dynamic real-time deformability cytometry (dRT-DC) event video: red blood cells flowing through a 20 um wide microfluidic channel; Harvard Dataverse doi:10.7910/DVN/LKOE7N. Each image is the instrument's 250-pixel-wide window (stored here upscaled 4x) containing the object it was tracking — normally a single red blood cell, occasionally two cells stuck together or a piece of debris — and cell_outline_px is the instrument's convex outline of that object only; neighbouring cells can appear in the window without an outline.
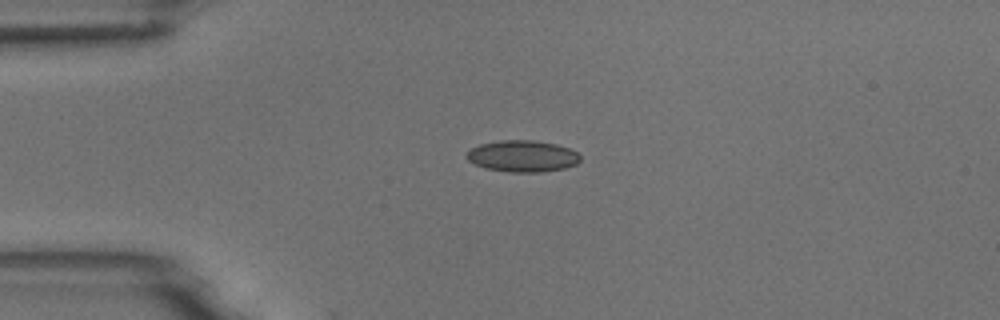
{"species": "common noctule bat (a hibernating species)", "species_latin": "Nyctalus noctula", "temperature_condition": "room temperature", "stored_images_in_passage": 2, "camera_frame_rate_fps": 3000, "um_per_image_px": 0.085, "animal": {"sex": "male", "body_mass_g": 18.8}, "frame": {"image": 1, "passage_image": 1, "time_ms": 0.0, "image_size_px": [1000, 320], "cell_outline_px": [[580, 160], [576, 164], [564, 168], [540, 172], [508, 172], [484, 168], [468, 160], [468, 152], [472, 148], [480, 144], [500, 140], [532, 140], [556, 144], [568, 148], [576, 152], [580, 156]], "centroid_in_image_um": [44.42, 13.27], "position_along_channel_um": 40.6, "area_um2": 20.69}}